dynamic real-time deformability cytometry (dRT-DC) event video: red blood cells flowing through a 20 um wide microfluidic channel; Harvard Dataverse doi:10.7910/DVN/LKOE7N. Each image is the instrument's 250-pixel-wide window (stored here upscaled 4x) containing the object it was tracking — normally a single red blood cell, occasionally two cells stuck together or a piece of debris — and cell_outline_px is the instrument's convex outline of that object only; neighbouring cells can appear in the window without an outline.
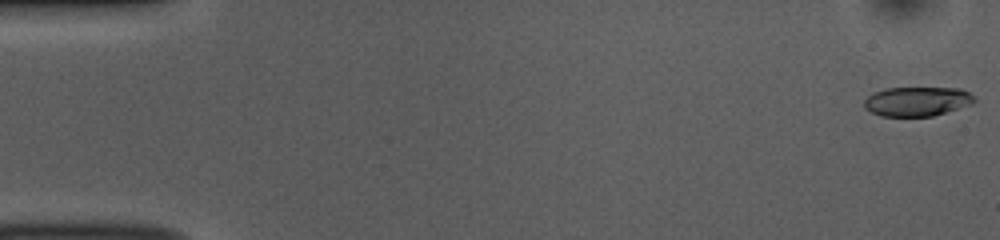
{"species": "common noctule bat (a hibernating species)", "species_latin": "Nyctalus noctula", "temperature_condition": "room temperature", "stored_images_in_passage": 52, "camera_frame_rate_fps": 3000, "um_per_image_px": 0.085, "animal": {"sex": "female", "body_mass_g": 10.0, "forearm_length_mm": 53.1}, "frame": {"image": 1, "passage_image": 1, "time_ms": 0.0, "image_size_px": [1000, 240], "cell_outline_px": [[976, 100], [972, 104], [932, 116], [880, 116], [864, 108], [864, 100], [872, 92], [888, 88], [960, 88], [976, 96]], "centroid_in_image_um": [77.95, 8.61], "position_along_channel_um": 7.0, "area_um2": 18.9}}
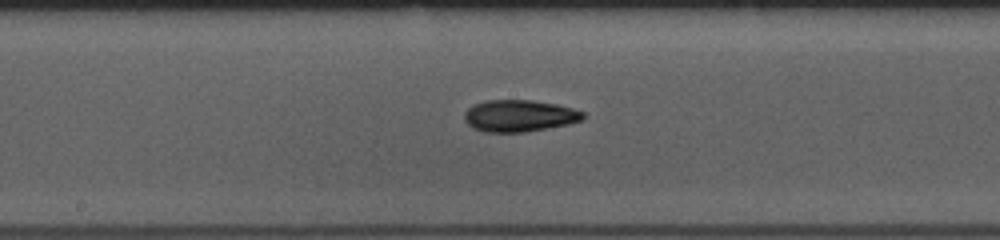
{"frame": {"image": 2, "passage_image": 27, "time_ms": 8.667, "image_size_px": [1000, 240], "cell_outline_px": [[584, 120], [568, 124], [548, 128], [524, 132], [484, 132], [472, 128], [464, 120], [464, 112], [468, 108], [484, 100], [532, 100], [556, 104], [572, 108], [584, 112]], "centroid_in_image_um": [44.13, 9.84], "position_along_channel_um": 204.1, "area_um2": 22.08}}
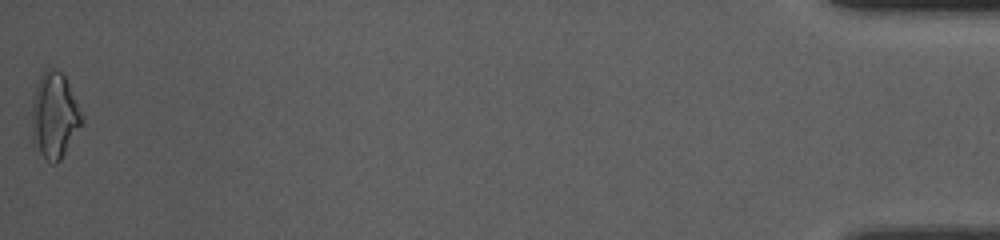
{"frame": {"image": 3, "passage_image": 52, "time_ms": 17.0, "image_size_px": [1000, 240], "cell_outline_px": [[84, 120], [60, 160], [56, 164], [52, 164], [40, 152], [32, 140], [32, 100], [40, 76], [48, 68], [52, 68], [60, 72], [64, 76], [84, 116]], "centroid_in_image_um": [4.63, 9.83], "position_along_channel_um": 430.6, "area_um2": 24.57}, "authors_computed_cell_mechanics": {"area_um2": 20.8369, "velocity_mm_per_s": 3.8624, "shape_relaxation_time_tau1_ms": 5.9831, "shape_relaxation_time_tau2_ms": 5.3765, "deformation_change_tau1": 0.1765, "deformation_change_tau2": 0.1409}}